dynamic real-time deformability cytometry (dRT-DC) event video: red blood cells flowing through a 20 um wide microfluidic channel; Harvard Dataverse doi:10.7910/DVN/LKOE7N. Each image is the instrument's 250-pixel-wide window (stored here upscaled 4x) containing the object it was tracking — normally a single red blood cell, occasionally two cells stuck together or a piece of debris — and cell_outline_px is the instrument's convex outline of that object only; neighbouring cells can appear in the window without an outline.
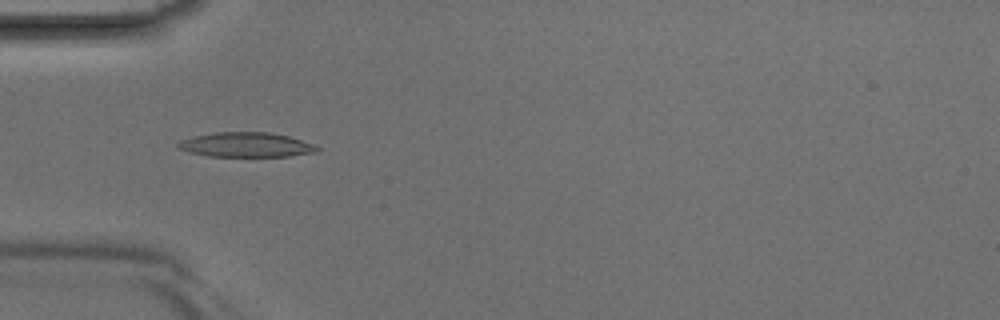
{"species": "Egyptian fruit bat (a non-hibernating species)", "species_latin": "Rousettus aegyptiacus", "temperature_condition": "room temperature", "stored_images_in_passage": 3, "camera_frame_rate_fps": 3000, "um_per_image_px": 0.085, "animal": {"sex": "male"}, "frame": {"image": 1, "passage_image": 3, "time_ms": 0.667, "image_size_px": [1000, 320], "cell_outline_px": [[320, 148], [316, 152], [288, 156], [208, 156], [188, 152], [176, 148], [176, 144], [180, 140], [192, 136], [216, 132], [268, 132], [288, 136], [312, 144]], "centroid_in_image_um": [20.84, 12.3], "position_along_channel_um": 64.2, "area_um2": 19.94}}